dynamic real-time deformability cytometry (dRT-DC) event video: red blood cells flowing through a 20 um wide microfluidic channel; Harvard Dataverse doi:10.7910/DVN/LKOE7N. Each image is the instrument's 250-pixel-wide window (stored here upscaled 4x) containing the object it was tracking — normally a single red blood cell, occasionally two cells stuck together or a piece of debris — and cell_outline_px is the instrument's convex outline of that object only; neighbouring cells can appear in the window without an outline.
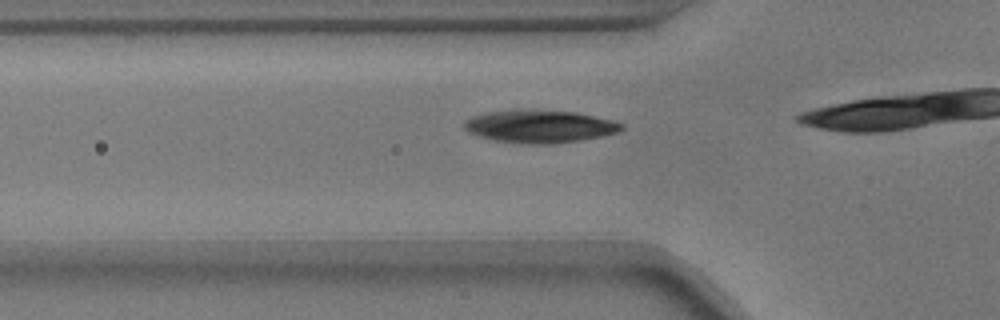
{"species": "common noctule bat (a hibernating species)", "species_latin": "Nyctalus noctula", "temperature_condition": "warm", "stored_images_in_passage": 18, "camera_frame_rate_fps": 3000, "um_per_image_px": 0.085, "animal": {"sex": "male", "body_mass_g": 17.9}, "frame": {"image": 1, "passage_image": 13, "time_ms": 4.0, "image_size_px": [1000, 320], "cell_outline_px": [[624, 128], [616, 132], [600, 136], [580, 140], [548, 144], [528, 144], [492, 140], [468, 132], [464, 128], [464, 120], [472, 116], [488, 112], [520, 108], [532, 108], [576, 112], [612, 120], [624, 124]], "centroid_in_image_um": [45.83, 10.71], "position_along_channel_um": 80.0, "area_um2": 30.35}}
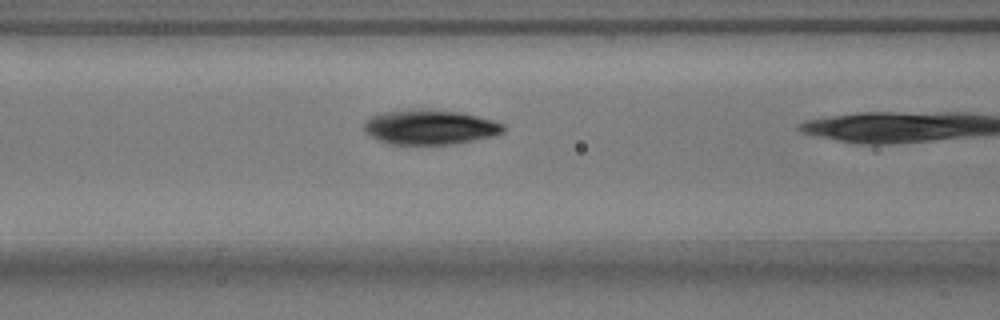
{"frame": {"image": 2, "passage_image": 17, "time_ms": 5.333, "image_size_px": [1000, 320], "cell_outline_px": [[504, 132], [492, 136], [452, 144], [388, 144], [364, 132], [364, 120], [372, 116], [384, 112], [416, 108], [420, 108], [460, 112], [492, 120], [504, 124]], "centroid_in_image_um": [36.51, 10.79], "position_along_channel_um": 130.1, "area_um2": 28.15}}